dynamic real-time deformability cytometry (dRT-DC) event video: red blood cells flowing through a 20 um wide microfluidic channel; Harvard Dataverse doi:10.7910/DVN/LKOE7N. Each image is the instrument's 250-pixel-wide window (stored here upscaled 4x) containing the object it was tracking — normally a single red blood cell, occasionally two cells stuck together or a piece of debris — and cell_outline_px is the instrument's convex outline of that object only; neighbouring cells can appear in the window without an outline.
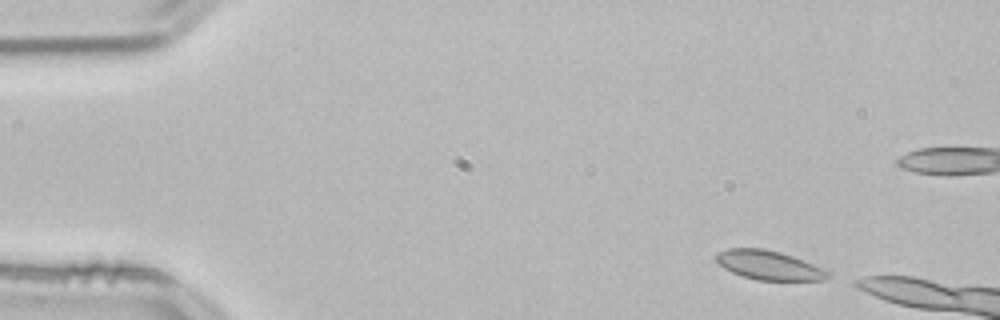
{"species": "common noctule bat (a hibernating species)", "species_latin": "Nyctalus noctula", "temperature_condition": "room temperature", "stored_images_in_passage": 5, "camera_frame_rate_fps": 3000, "um_per_image_px": 0.085, "animal": {"sex": "male", "body_mass_g": 21.5, "forearm_length_mm": 52.0}, "frame": {"image": 1, "passage_image": 1, "time_ms": 0.0, "image_size_px": [1000, 320], "cell_outline_px": [[832, 276], [824, 280], [756, 280], [740, 276], [724, 268], [712, 256], [716, 252], [728, 248], [764, 248], [780, 252], [792, 256], [832, 272]], "centroid_in_image_um": [65.33, 22.54], "position_along_channel_um": 19.7, "area_um2": 19.19}}